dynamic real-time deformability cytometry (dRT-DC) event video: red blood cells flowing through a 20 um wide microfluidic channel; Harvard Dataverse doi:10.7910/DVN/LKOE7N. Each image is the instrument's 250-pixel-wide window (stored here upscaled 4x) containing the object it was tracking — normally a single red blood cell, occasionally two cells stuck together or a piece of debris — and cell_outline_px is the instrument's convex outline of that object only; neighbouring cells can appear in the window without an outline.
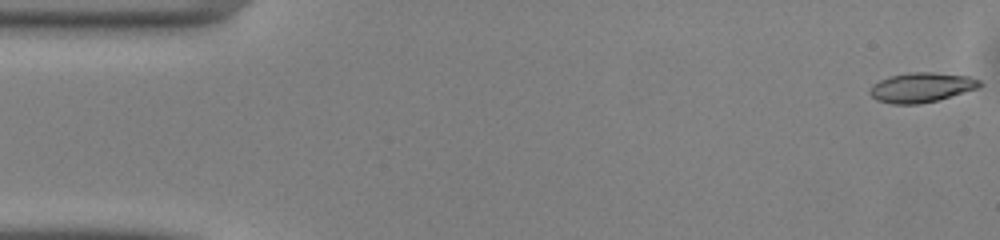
{"species": "common noctule bat (a hibernating species)", "species_latin": "Nyctalus noctula", "temperature_condition": "warm", "stored_images_in_passage": 49, "camera_frame_rate_fps": 3000, "um_per_image_px": 0.085, "animal": {"sex": "male", "body_mass_g": 13.0, "forearm_length_mm": 53.1}, "frame": {"image": 1, "passage_image": 1, "time_ms": 0.0, "image_size_px": [1000, 240], "cell_outline_px": [[984, 84], [976, 88], [936, 100], [920, 104], [892, 104], [876, 100], [868, 92], [872, 84], [888, 76], [908, 72], [932, 72], [968, 76], [980, 80]], "centroid_in_image_um": [78.27, 7.42], "position_along_channel_um": 6.7, "area_um2": 18.96}}
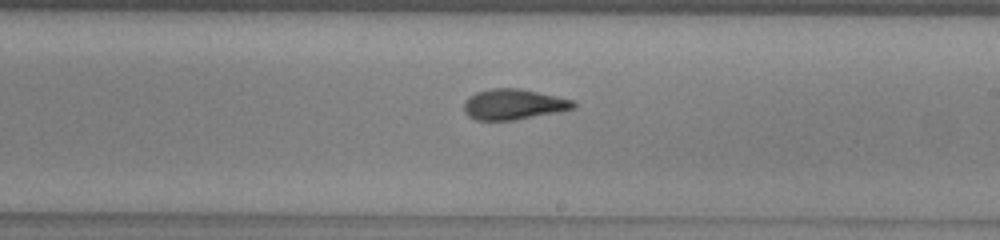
{"frame": {"image": 2, "passage_image": 28, "time_ms": 9.0, "image_size_px": [1000, 240], "cell_outline_px": [[576, 108], [560, 112], [512, 120], [476, 120], [468, 116], [464, 112], [464, 104], [468, 96], [476, 92], [492, 88], [520, 88], [556, 96], [572, 100], [576, 104]], "centroid_in_image_um": [43.64, 8.87], "position_along_channel_um": 245.4, "area_um2": 19.54}}
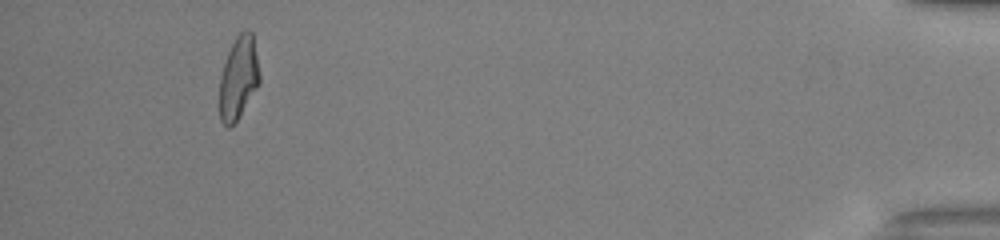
{"frame": {"image": 3, "passage_image": 46, "time_ms": 15.0, "image_size_px": [1000, 240], "cell_outline_px": [[260, 80], [256, 88], [236, 120], [228, 128], [220, 120], [220, 76], [228, 52], [236, 36], [240, 32], [252, 32], [260, 76]], "centroid_in_image_um": [20.26, 6.61], "position_along_channel_um": 414.9, "area_um2": 18.67}, "authors_computed_cell_mechanics": {"area_um2": 19.363, "velocity_mm_per_s": 4.1175, "shape_relaxation_time_tau1_ms": 5.2166, "shape_relaxation_time_tau2_ms": 1.734, "deformation_change_tau1": 0.2013, "deformation_change_tau2": 0.1045}}